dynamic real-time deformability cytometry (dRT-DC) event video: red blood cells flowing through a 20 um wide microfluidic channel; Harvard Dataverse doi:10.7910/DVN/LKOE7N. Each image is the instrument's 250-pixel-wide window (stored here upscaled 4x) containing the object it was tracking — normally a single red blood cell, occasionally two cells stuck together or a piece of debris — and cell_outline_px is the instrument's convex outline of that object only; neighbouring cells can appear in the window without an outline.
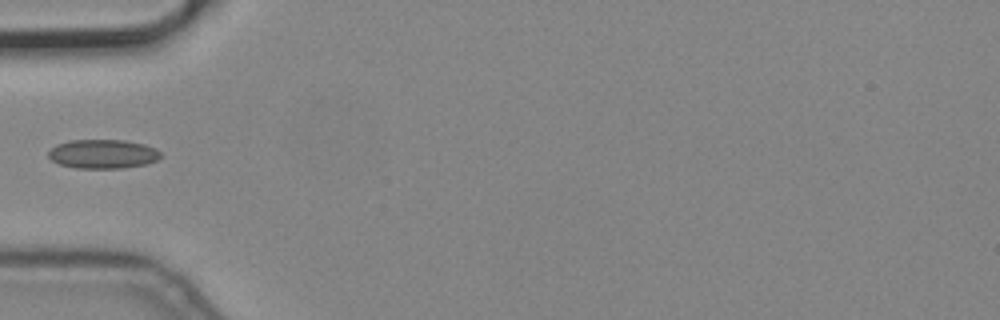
{"species": "common noctule bat (a hibernating species)", "species_latin": "Nyctalus noctula", "temperature_condition": "cold", "stored_images_in_passage": 1, "camera_frame_rate_fps": 3000, "um_per_image_px": 0.085, "animal": {"sex": "male", "body_mass_g": 19.2, "forearm_length_mm": 51.8}, "frame": {"image": 1, "passage_image": 1, "time_ms": 0.0, "image_size_px": [1000, 320], "cell_outline_px": [[160, 156], [156, 160], [148, 164], [124, 168], [76, 168], [60, 164], [52, 160], [48, 156], [48, 152], [56, 144], [68, 140], [124, 140], [144, 144], [156, 148], [160, 152]], "centroid_in_image_um": [8.75, 13.08], "position_along_channel_um": 76.3, "area_um2": 19.07}}